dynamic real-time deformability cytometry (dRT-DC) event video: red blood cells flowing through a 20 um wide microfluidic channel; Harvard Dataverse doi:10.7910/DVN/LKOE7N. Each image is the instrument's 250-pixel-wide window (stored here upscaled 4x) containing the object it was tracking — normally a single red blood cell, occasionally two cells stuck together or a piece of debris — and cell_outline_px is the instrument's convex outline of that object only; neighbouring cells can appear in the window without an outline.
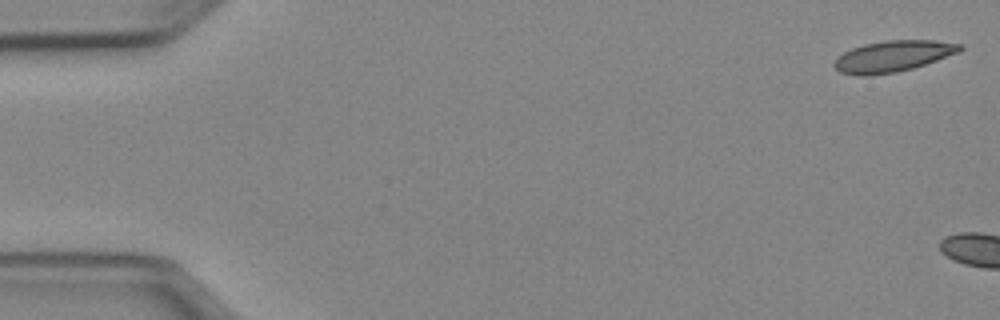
{"species": "Egyptian fruit bat (a non-hibernating species)", "species_latin": "Rousettus aegyptiacus", "temperature_condition": "cold", "stored_images_in_passage": 4, "camera_frame_rate_fps": 3000, "um_per_image_px": 0.085, "animal": {"sex": "female"}, "frame": {"image": 1, "passage_image": 1, "time_ms": 0.0, "image_size_px": [1000, 320], "cell_outline_px": [[964, 48], [960, 52], [912, 68], [896, 72], [872, 76], [860, 76], [840, 72], [832, 64], [836, 56], [852, 48], [864, 44], [884, 40], [936, 40], [964, 44]], "centroid_in_image_um": [75.89, 4.77], "position_along_channel_um": 9.1, "area_um2": 23.06}}